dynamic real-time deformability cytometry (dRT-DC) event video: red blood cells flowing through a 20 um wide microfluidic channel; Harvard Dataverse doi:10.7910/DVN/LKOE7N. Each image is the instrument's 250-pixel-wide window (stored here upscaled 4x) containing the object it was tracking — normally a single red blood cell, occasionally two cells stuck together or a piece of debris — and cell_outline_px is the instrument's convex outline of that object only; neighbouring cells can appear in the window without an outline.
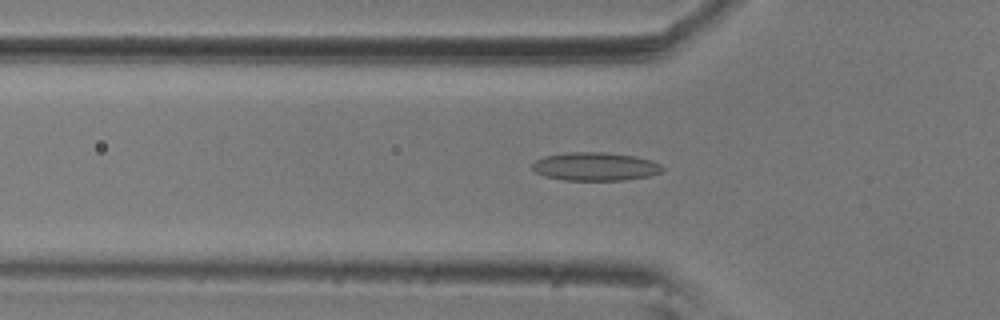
{"species": "common noctule bat (a hibernating species)", "species_latin": "Nyctalus noctula", "temperature_condition": "room temperature", "stored_images_in_passage": 56, "camera_frame_rate_fps": 3000, "um_per_image_px": 0.085, "animal": {"sex": "male", "body_mass_g": 20.5, "forearm_length_mm": 52.5}, "frame": {"image": 1, "passage_image": 18, "time_ms": 5.667, "image_size_px": [1000, 320], "cell_outline_px": [[664, 168], [660, 172], [648, 176], [624, 180], [564, 180], [544, 176], [536, 172], [532, 168], [532, 164], [536, 160], [544, 156], [568, 152], [604, 152], [636, 156], [652, 160], [660, 164]], "centroid_in_image_um": [50.59, 14.15], "position_along_channel_um": 75.2, "area_um2": 21.5}}
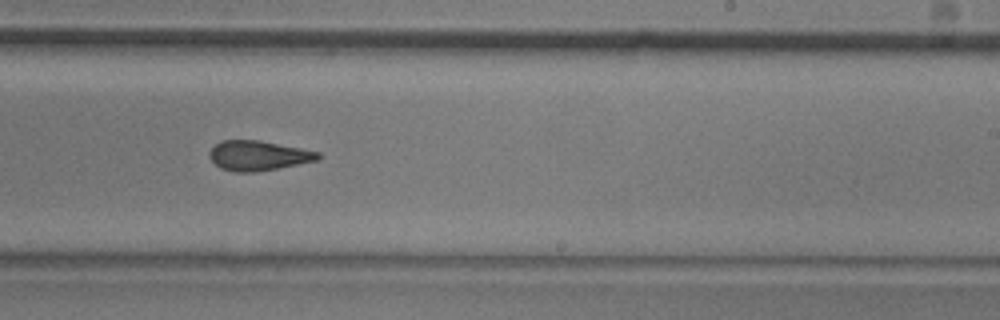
{"frame": {"image": 2, "passage_image": 34, "time_ms": 11.0, "image_size_px": [1000, 320], "cell_outline_px": [[320, 160], [256, 172], [236, 172], [220, 168], [208, 156], [208, 152], [220, 140], [260, 140], [320, 152]], "centroid_in_image_um": [21.95, 13.22], "position_along_channel_um": 267.1, "area_um2": 18.9}}
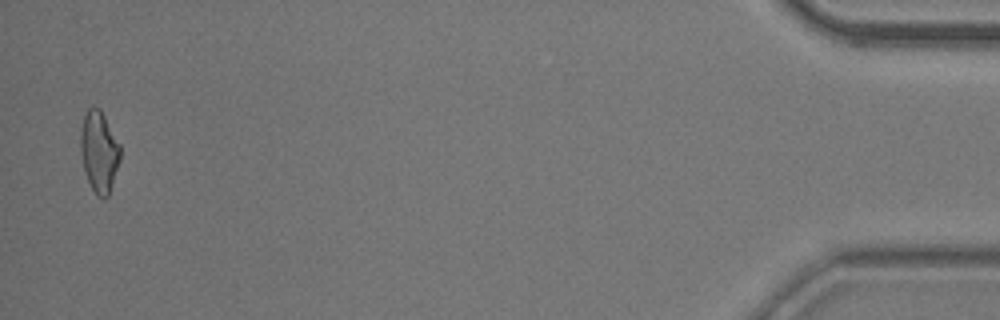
{"frame": {"image": 3, "passage_image": 55, "time_ms": 18.0, "image_size_px": [1000, 320], "cell_outline_px": [[120, 160], [108, 196], [104, 200], [96, 196], [88, 180], [84, 168], [80, 152], [80, 128], [84, 116], [88, 108], [100, 108], [120, 144]], "centroid_in_image_um": [8.42, 12.9], "position_along_channel_um": 426.8, "area_um2": 18.79}, "authors_computed_cell_mechanics": {"area_um2": 19.5653, "velocity_mm_per_s": 3.575, "shape_relaxation_time_tau1_ms": null, "shape_relaxation_time_tau2_ms": 3.845, "deformation_change_tau1": null, "deformation_change_tau2": 0.1343}}